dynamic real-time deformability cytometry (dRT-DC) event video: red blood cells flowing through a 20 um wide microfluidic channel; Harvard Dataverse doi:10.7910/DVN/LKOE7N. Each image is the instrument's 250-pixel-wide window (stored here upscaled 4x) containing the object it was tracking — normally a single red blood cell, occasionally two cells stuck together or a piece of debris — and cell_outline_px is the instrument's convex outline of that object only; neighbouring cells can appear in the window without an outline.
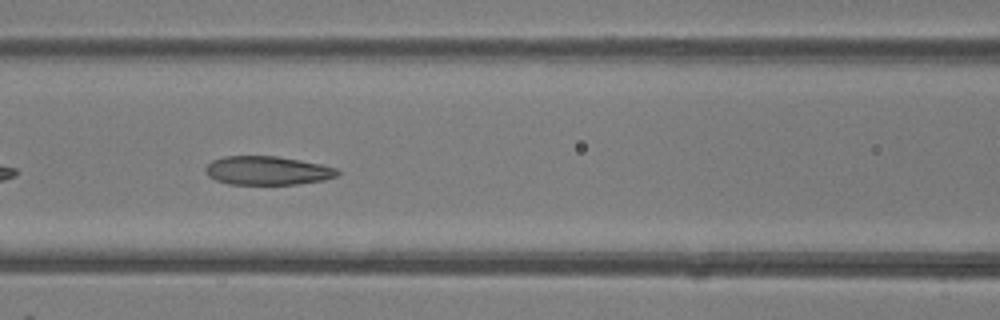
{"species": "common noctule bat (a hibernating species)", "species_latin": "Nyctalus noctula", "temperature_condition": "room temperature", "stored_images_in_passage": 33, "camera_frame_rate_fps": 3000, "um_per_image_px": 0.085, "animal": {"sex": "female"}, "frame": {"image": 1, "passage_image": 7, "time_ms": 2.0, "image_size_px": [1000, 320], "cell_outline_px": [[340, 172], [336, 176], [324, 180], [296, 184], [228, 184], [216, 180], [208, 176], [204, 172], [204, 168], [212, 160], [224, 156], [276, 156], [300, 160], [320, 164], [336, 168]], "centroid_in_image_um": [22.69, 14.5], "position_along_channel_um": 143.9, "area_um2": 22.08}}
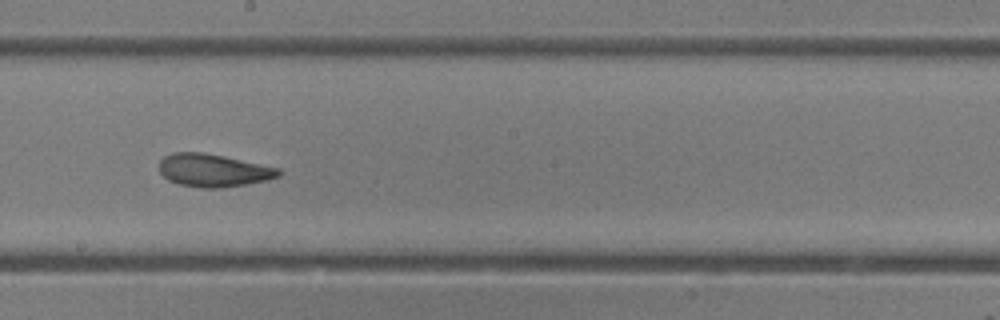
{"frame": {"image": 2, "passage_image": 13, "time_ms": 4.0, "image_size_px": [1000, 320], "cell_outline_px": [[280, 176], [268, 180], [248, 184], [224, 188], [200, 188], [180, 184], [168, 180], [160, 172], [160, 160], [164, 156], [172, 152], [204, 152], [224, 156], [280, 168]], "centroid_in_image_um": [18.15, 14.48], "position_along_channel_um": 230.1, "area_um2": 23.0}}
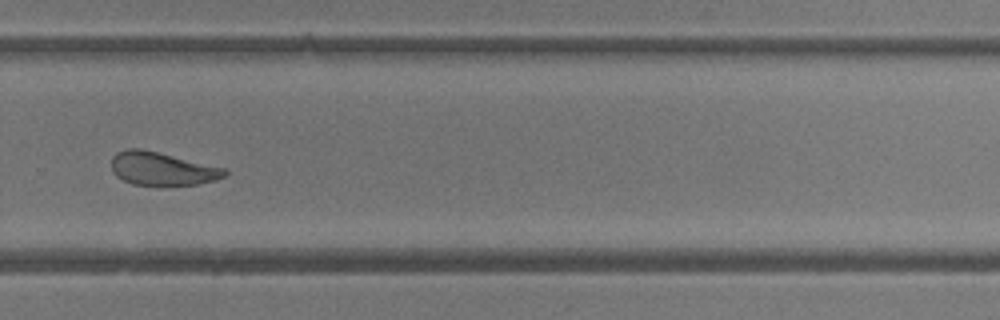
{"frame": {"image": 3, "passage_image": 19, "time_ms": 6.0, "image_size_px": [1000, 320], "cell_outline_px": [[228, 176], [216, 180], [196, 184], [132, 184], [116, 176], [112, 172], [112, 156], [116, 152], [128, 148], [140, 148], [228, 168]], "centroid_in_image_um": [13.81, 14.32], "position_along_channel_um": 316.0, "area_um2": 21.91}, "authors_computed_cell_mechanics": {"area_um2": 23.0044, "velocity_mm_per_s": 4.325, "shape_relaxation_time_tau1_ms": null, "shape_relaxation_time_tau2_ms": 2.1824, "deformation_change_tau1": null, "deformation_change_tau2": 0.0924}}